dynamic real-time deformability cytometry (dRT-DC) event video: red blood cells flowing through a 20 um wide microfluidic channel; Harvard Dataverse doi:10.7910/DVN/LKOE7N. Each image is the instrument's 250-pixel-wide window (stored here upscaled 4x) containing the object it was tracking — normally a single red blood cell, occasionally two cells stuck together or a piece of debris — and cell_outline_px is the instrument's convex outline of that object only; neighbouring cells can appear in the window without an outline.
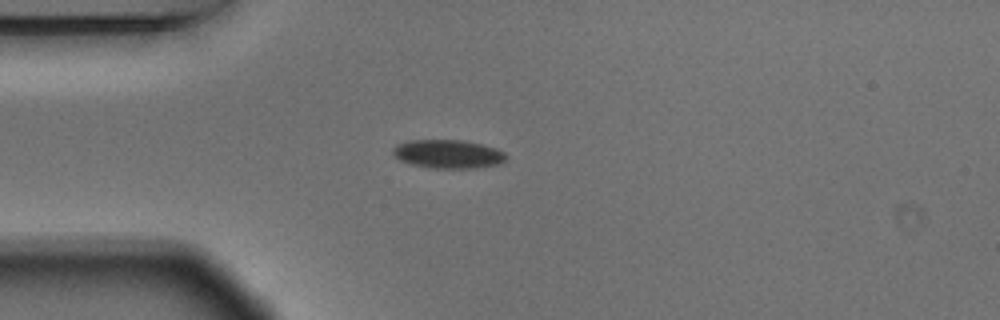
{"species": "Egyptian fruit bat (a non-hibernating species)", "species_latin": "Rousettus aegyptiacus", "temperature_condition": "warm", "stored_images_in_passage": 41, "camera_frame_rate_fps": 3000, "um_per_image_px": 0.085, "animal": {"sex": "male"}, "frame": {"image": 1, "passage_image": 1, "time_ms": 0.0, "image_size_px": [1000, 320], "cell_outline_px": [[508, 156], [500, 164], [476, 168], [432, 168], [412, 164], [400, 160], [392, 152], [392, 148], [396, 144], [408, 140], [464, 140], [496, 148], [504, 152]], "centroid_in_image_um": [38.09, 13.09], "position_along_channel_um": 46.9, "area_um2": 18.9}}
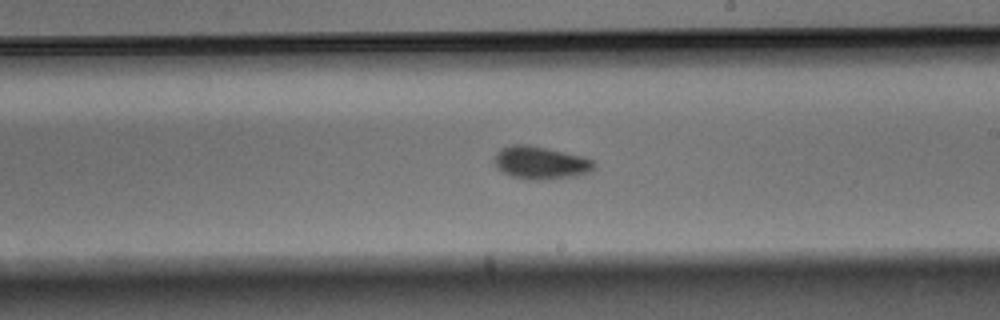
{"frame": {"image": 2, "passage_image": 18, "time_ms": 5.667, "image_size_px": [1000, 320], "cell_outline_px": [[596, 168], [588, 172], [576, 176], [544, 180], [524, 180], [512, 176], [496, 168], [496, 152], [500, 148], [512, 144], [532, 144], [584, 156], [592, 160], [596, 164]], "centroid_in_image_um": [45.97, 13.82], "position_along_channel_um": 243.0, "area_um2": 19.42}}
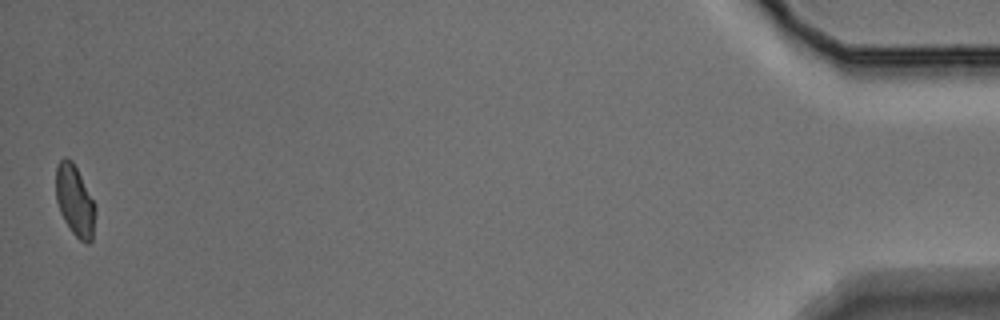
{"frame": {"image": 3, "passage_image": 41, "time_ms": 13.333, "image_size_px": [1000, 320], "cell_outline_px": [[96, 212], [92, 240], [88, 244], [80, 240], [72, 232], [64, 220], [60, 212], [56, 200], [56, 168], [60, 160], [64, 156], [68, 156], [72, 160], [96, 204]], "centroid_in_image_um": [6.37, 17.05], "position_along_channel_um": 428.8, "area_um2": 16.47}, "authors_computed_cell_mechanics": {"area_um2": 17.918, "velocity_mm_per_s": 3.6753, "shape_relaxation_time_tau1_ms": 3.4985, "shape_relaxation_time_tau2_ms": 2.2727, "deformation_change_tau1": 0.0849, "deformation_change_tau2": 0.0602}}